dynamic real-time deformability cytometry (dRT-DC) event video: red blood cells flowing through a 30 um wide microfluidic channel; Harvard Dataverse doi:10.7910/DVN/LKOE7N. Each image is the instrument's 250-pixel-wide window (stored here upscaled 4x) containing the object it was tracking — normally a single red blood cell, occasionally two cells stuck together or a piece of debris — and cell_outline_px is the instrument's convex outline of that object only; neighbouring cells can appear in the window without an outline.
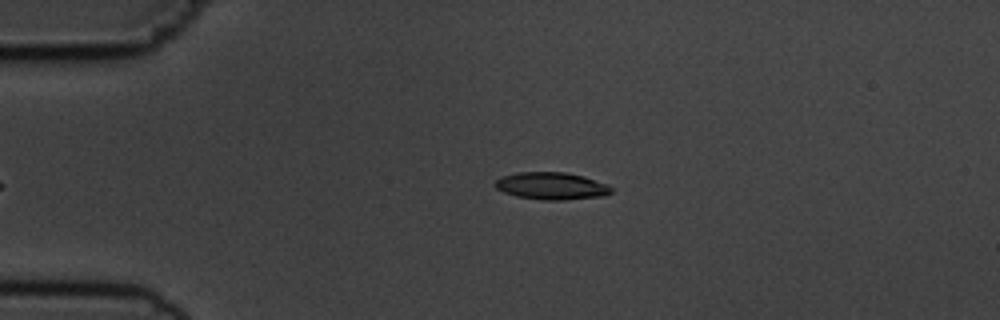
{"species": "common noctule bat (a hibernating species)", "species_latin": "Nyctalus noctula", "temperature_condition": "cold", "stored_images_in_passage": 6, "camera_frame_rate_fps": 3000, "um_per_image_px": 0.085, "animal": {"sex": "male", "body_mass_g": 19.5, "forearm_length_mm": 54.6}, "frame": {"image": 1, "passage_image": 6, "time_ms": 5.667, "image_size_px": [1000, 320], "cell_outline_px": [[612, 192], [604, 196], [564, 200], [544, 200], [516, 196], [504, 192], [496, 188], [496, 180], [500, 176], [516, 172], [564, 172], [584, 176], [608, 184], [612, 188]], "centroid_in_image_um": [46.89, 15.8], "position_along_channel_um": 38.1, "area_um2": 18.55}}